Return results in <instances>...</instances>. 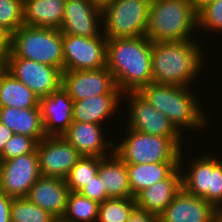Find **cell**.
<instances>
[{"mask_svg": "<svg viewBox=\"0 0 222 222\" xmlns=\"http://www.w3.org/2000/svg\"><path fill=\"white\" fill-rule=\"evenodd\" d=\"M194 8L199 11L202 7H204L207 3L212 2L214 0H190Z\"/></svg>", "mask_w": 222, "mask_h": 222, "instance_id": "39", "label": "cell"}, {"mask_svg": "<svg viewBox=\"0 0 222 222\" xmlns=\"http://www.w3.org/2000/svg\"><path fill=\"white\" fill-rule=\"evenodd\" d=\"M127 136L114 146L126 164L179 162L181 137H161L127 128Z\"/></svg>", "mask_w": 222, "mask_h": 222, "instance_id": "6", "label": "cell"}, {"mask_svg": "<svg viewBox=\"0 0 222 222\" xmlns=\"http://www.w3.org/2000/svg\"><path fill=\"white\" fill-rule=\"evenodd\" d=\"M179 156V166L164 180L152 184L135 196L137 208L159 216L171 203L182 187V155Z\"/></svg>", "mask_w": 222, "mask_h": 222, "instance_id": "16", "label": "cell"}, {"mask_svg": "<svg viewBox=\"0 0 222 222\" xmlns=\"http://www.w3.org/2000/svg\"><path fill=\"white\" fill-rule=\"evenodd\" d=\"M138 93L181 133L183 127L196 131L208 125L203 109L189 87L151 82Z\"/></svg>", "mask_w": 222, "mask_h": 222, "instance_id": "3", "label": "cell"}, {"mask_svg": "<svg viewBox=\"0 0 222 222\" xmlns=\"http://www.w3.org/2000/svg\"><path fill=\"white\" fill-rule=\"evenodd\" d=\"M189 172L182 173V187L193 196L204 198L216 209L222 208V160L207 153L194 159Z\"/></svg>", "mask_w": 222, "mask_h": 222, "instance_id": "8", "label": "cell"}, {"mask_svg": "<svg viewBox=\"0 0 222 222\" xmlns=\"http://www.w3.org/2000/svg\"><path fill=\"white\" fill-rule=\"evenodd\" d=\"M127 222H158V216L136 207Z\"/></svg>", "mask_w": 222, "mask_h": 222, "instance_id": "36", "label": "cell"}, {"mask_svg": "<svg viewBox=\"0 0 222 222\" xmlns=\"http://www.w3.org/2000/svg\"><path fill=\"white\" fill-rule=\"evenodd\" d=\"M12 198L0 191V222H11Z\"/></svg>", "mask_w": 222, "mask_h": 222, "instance_id": "35", "label": "cell"}, {"mask_svg": "<svg viewBox=\"0 0 222 222\" xmlns=\"http://www.w3.org/2000/svg\"><path fill=\"white\" fill-rule=\"evenodd\" d=\"M222 32V0L207 3L198 11V28Z\"/></svg>", "mask_w": 222, "mask_h": 222, "instance_id": "32", "label": "cell"}, {"mask_svg": "<svg viewBox=\"0 0 222 222\" xmlns=\"http://www.w3.org/2000/svg\"><path fill=\"white\" fill-rule=\"evenodd\" d=\"M10 216L11 222H59L51 213L27 198H12Z\"/></svg>", "mask_w": 222, "mask_h": 222, "instance_id": "28", "label": "cell"}, {"mask_svg": "<svg viewBox=\"0 0 222 222\" xmlns=\"http://www.w3.org/2000/svg\"><path fill=\"white\" fill-rule=\"evenodd\" d=\"M23 0H0V25L10 34L24 25Z\"/></svg>", "mask_w": 222, "mask_h": 222, "instance_id": "31", "label": "cell"}, {"mask_svg": "<svg viewBox=\"0 0 222 222\" xmlns=\"http://www.w3.org/2000/svg\"><path fill=\"white\" fill-rule=\"evenodd\" d=\"M24 25L59 29L66 8V0H23Z\"/></svg>", "mask_w": 222, "mask_h": 222, "instance_id": "24", "label": "cell"}, {"mask_svg": "<svg viewBox=\"0 0 222 222\" xmlns=\"http://www.w3.org/2000/svg\"><path fill=\"white\" fill-rule=\"evenodd\" d=\"M4 58L31 59L63 72V34L59 29L23 25L11 34Z\"/></svg>", "mask_w": 222, "mask_h": 222, "instance_id": "5", "label": "cell"}, {"mask_svg": "<svg viewBox=\"0 0 222 222\" xmlns=\"http://www.w3.org/2000/svg\"><path fill=\"white\" fill-rule=\"evenodd\" d=\"M102 158L81 156L65 178L70 191L79 192L98 174L99 162Z\"/></svg>", "mask_w": 222, "mask_h": 222, "instance_id": "30", "label": "cell"}, {"mask_svg": "<svg viewBox=\"0 0 222 222\" xmlns=\"http://www.w3.org/2000/svg\"><path fill=\"white\" fill-rule=\"evenodd\" d=\"M1 163H2V161H1V159H0V175H1Z\"/></svg>", "mask_w": 222, "mask_h": 222, "instance_id": "43", "label": "cell"}, {"mask_svg": "<svg viewBox=\"0 0 222 222\" xmlns=\"http://www.w3.org/2000/svg\"><path fill=\"white\" fill-rule=\"evenodd\" d=\"M46 136H62L73 122V100L61 86L50 95L39 99Z\"/></svg>", "mask_w": 222, "mask_h": 222, "instance_id": "18", "label": "cell"}, {"mask_svg": "<svg viewBox=\"0 0 222 222\" xmlns=\"http://www.w3.org/2000/svg\"><path fill=\"white\" fill-rule=\"evenodd\" d=\"M37 141L34 138L14 134L6 143L5 148L0 153L1 160H8L14 157L32 153L36 150Z\"/></svg>", "mask_w": 222, "mask_h": 222, "instance_id": "33", "label": "cell"}, {"mask_svg": "<svg viewBox=\"0 0 222 222\" xmlns=\"http://www.w3.org/2000/svg\"><path fill=\"white\" fill-rule=\"evenodd\" d=\"M4 64V55L0 52V70L3 68Z\"/></svg>", "mask_w": 222, "mask_h": 222, "instance_id": "42", "label": "cell"}, {"mask_svg": "<svg viewBox=\"0 0 222 222\" xmlns=\"http://www.w3.org/2000/svg\"><path fill=\"white\" fill-rule=\"evenodd\" d=\"M99 7L105 6L107 3L112 2L114 0H93Z\"/></svg>", "mask_w": 222, "mask_h": 222, "instance_id": "41", "label": "cell"}, {"mask_svg": "<svg viewBox=\"0 0 222 222\" xmlns=\"http://www.w3.org/2000/svg\"><path fill=\"white\" fill-rule=\"evenodd\" d=\"M215 222H222V208L216 209Z\"/></svg>", "mask_w": 222, "mask_h": 222, "instance_id": "40", "label": "cell"}, {"mask_svg": "<svg viewBox=\"0 0 222 222\" xmlns=\"http://www.w3.org/2000/svg\"><path fill=\"white\" fill-rule=\"evenodd\" d=\"M135 197L109 198L99 205L98 222H127L136 208Z\"/></svg>", "mask_w": 222, "mask_h": 222, "instance_id": "29", "label": "cell"}, {"mask_svg": "<svg viewBox=\"0 0 222 222\" xmlns=\"http://www.w3.org/2000/svg\"><path fill=\"white\" fill-rule=\"evenodd\" d=\"M122 95L128 98V124L126 128L161 137H183L170 120L156 110L138 92H127Z\"/></svg>", "mask_w": 222, "mask_h": 222, "instance_id": "13", "label": "cell"}, {"mask_svg": "<svg viewBox=\"0 0 222 222\" xmlns=\"http://www.w3.org/2000/svg\"><path fill=\"white\" fill-rule=\"evenodd\" d=\"M152 47L146 36L107 39L106 67L122 93L152 82Z\"/></svg>", "mask_w": 222, "mask_h": 222, "instance_id": "1", "label": "cell"}, {"mask_svg": "<svg viewBox=\"0 0 222 222\" xmlns=\"http://www.w3.org/2000/svg\"><path fill=\"white\" fill-rule=\"evenodd\" d=\"M195 27L198 28V11L190 0H151L145 32L150 41L192 40Z\"/></svg>", "mask_w": 222, "mask_h": 222, "instance_id": "4", "label": "cell"}, {"mask_svg": "<svg viewBox=\"0 0 222 222\" xmlns=\"http://www.w3.org/2000/svg\"><path fill=\"white\" fill-rule=\"evenodd\" d=\"M202 51L195 40L153 42L152 82L188 87L204 65Z\"/></svg>", "mask_w": 222, "mask_h": 222, "instance_id": "2", "label": "cell"}, {"mask_svg": "<svg viewBox=\"0 0 222 222\" xmlns=\"http://www.w3.org/2000/svg\"><path fill=\"white\" fill-rule=\"evenodd\" d=\"M69 193L65 179L40 176L26 198L60 221L65 213Z\"/></svg>", "mask_w": 222, "mask_h": 222, "instance_id": "20", "label": "cell"}, {"mask_svg": "<svg viewBox=\"0 0 222 222\" xmlns=\"http://www.w3.org/2000/svg\"><path fill=\"white\" fill-rule=\"evenodd\" d=\"M122 94H103L73 101V121L102 124L115 116ZM113 114V115H112ZM110 116V117H109Z\"/></svg>", "mask_w": 222, "mask_h": 222, "instance_id": "22", "label": "cell"}, {"mask_svg": "<svg viewBox=\"0 0 222 222\" xmlns=\"http://www.w3.org/2000/svg\"><path fill=\"white\" fill-rule=\"evenodd\" d=\"M178 166L179 162L127 164L132 195L135 197L143 189L166 179Z\"/></svg>", "mask_w": 222, "mask_h": 222, "instance_id": "25", "label": "cell"}, {"mask_svg": "<svg viewBox=\"0 0 222 222\" xmlns=\"http://www.w3.org/2000/svg\"><path fill=\"white\" fill-rule=\"evenodd\" d=\"M103 157L99 162L98 175L110 198H131L127 164L116 154Z\"/></svg>", "mask_w": 222, "mask_h": 222, "instance_id": "23", "label": "cell"}, {"mask_svg": "<svg viewBox=\"0 0 222 222\" xmlns=\"http://www.w3.org/2000/svg\"><path fill=\"white\" fill-rule=\"evenodd\" d=\"M100 124L73 121L62 135L81 156L106 157L114 153V141L104 139ZM106 152V153H105Z\"/></svg>", "mask_w": 222, "mask_h": 222, "instance_id": "19", "label": "cell"}, {"mask_svg": "<svg viewBox=\"0 0 222 222\" xmlns=\"http://www.w3.org/2000/svg\"><path fill=\"white\" fill-rule=\"evenodd\" d=\"M0 106L19 109L38 107L39 98L4 68L0 70Z\"/></svg>", "mask_w": 222, "mask_h": 222, "instance_id": "26", "label": "cell"}, {"mask_svg": "<svg viewBox=\"0 0 222 222\" xmlns=\"http://www.w3.org/2000/svg\"><path fill=\"white\" fill-rule=\"evenodd\" d=\"M64 71L98 70L106 67L107 38L63 34Z\"/></svg>", "mask_w": 222, "mask_h": 222, "instance_id": "10", "label": "cell"}, {"mask_svg": "<svg viewBox=\"0 0 222 222\" xmlns=\"http://www.w3.org/2000/svg\"><path fill=\"white\" fill-rule=\"evenodd\" d=\"M3 68L26 85L39 99L62 86V71L31 59L4 58Z\"/></svg>", "mask_w": 222, "mask_h": 222, "instance_id": "9", "label": "cell"}, {"mask_svg": "<svg viewBox=\"0 0 222 222\" xmlns=\"http://www.w3.org/2000/svg\"><path fill=\"white\" fill-rule=\"evenodd\" d=\"M1 161L0 191L11 198H26L30 188L41 176L36 150Z\"/></svg>", "mask_w": 222, "mask_h": 222, "instance_id": "11", "label": "cell"}, {"mask_svg": "<svg viewBox=\"0 0 222 222\" xmlns=\"http://www.w3.org/2000/svg\"><path fill=\"white\" fill-rule=\"evenodd\" d=\"M151 0H114L102 7L107 39L145 36Z\"/></svg>", "mask_w": 222, "mask_h": 222, "instance_id": "7", "label": "cell"}, {"mask_svg": "<svg viewBox=\"0 0 222 222\" xmlns=\"http://www.w3.org/2000/svg\"><path fill=\"white\" fill-rule=\"evenodd\" d=\"M98 23L102 26V8L93 0H66L59 30L67 35L99 37L102 34L100 31L103 30Z\"/></svg>", "mask_w": 222, "mask_h": 222, "instance_id": "15", "label": "cell"}, {"mask_svg": "<svg viewBox=\"0 0 222 222\" xmlns=\"http://www.w3.org/2000/svg\"><path fill=\"white\" fill-rule=\"evenodd\" d=\"M11 34L0 25V52L5 55L10 47Z\"/></svg>", "mask_w": 222, "mask_h": 222, "instance_id": "37", "label": "cell"}, {"mask_svg": "<svg viewBox=\"0 0 222 222\" xmlns=\"http://www.w3.org/2000/svg\"><path fill=\"white\" fill-rule=\"evenodd\" d=\"M216 208L183 188L158 216V222H215Z\"/></svg>", "mask_w": 222, "mask_h": 222, "instance_id": "17", "label": "cell"}, {"mask_svg": "<svg viewBox=\"0 0 222 222\" xmlns=\"http://www.w3.org/2000/svg\"><path fill=\"white\" fill-rule=\"evenodd\" d=\"M13 135V131L0 122V153L3 151L6 143Z\"/></svg>", "mask_w": 222, "mask_h": 222, "instance_id": "38", "label": "cell"}, {"mask_svg": "<svg viewBox=\"0 0 222 222\" xmlns=\"http://www.w3.org/2000/svg\"><path fill=\"white\" fill-rule=\"evenodd\" d=\"M62 87L73 101L103 94H122L107 67L62 72Z\"/></svg>", "mask_w": 222, "mask_h": 222, "instance_id": "14", "label": "cell"}, {"mask_svg": "<svg viewBox=\"0 0 222 222\" xmlns=\"http://www.w3.org/2000/svg\"><path fill=\"white\" fill-rule=\"evenodd\" d=\"M99 205L79 192L70 191L65 213L59 222L97 221Z\"/></svg>", "mask_w": 222, "mask_h": 222, "instance_id": "27", "label": "cell"}, {"mask_svg": "<svg viewBox=\"0 0 222 222\" xmlns=\"http://www.w3.org/2000/svg\"><path fill=\"white\" fill-rule=\"evenodd\" d=\"M0 122L14 134L34 138L37 142L46 137L40 106L24 109L0 106Z\"/></svg>", "mask_w": 222, "mask_h": 222, "instance_id": "21", "label": "cell"}, {"mask_svg": "<svg viewBox=\"0 0 222 222\" xmlns=\"http://www.w3.org/2000/svg\"><path fill=\"white\" fill-rule=\"evenodd\" d=\"M79 193L99 204L110 198L103 187L102 178L98 174L85 184Z\"/></svg>", "mask_w": 222, "mask_h": 222, "instance_id": "34", "label": "cell"}, {"mask_svg": "<svg viewBox=\"0 0 222 222\" xmlns=\"http://www.w3.org/2000/svg\"><path fill=\"white\" fill-rule=\"evenodd\" d=\"M41 176L65 179L81 158L79 152L63 136H46L37 143Z\"/></svg>", "mask_w": 222, "mask_h": 222, "instance_id": "12", "label": "cell"}]
</instances>
